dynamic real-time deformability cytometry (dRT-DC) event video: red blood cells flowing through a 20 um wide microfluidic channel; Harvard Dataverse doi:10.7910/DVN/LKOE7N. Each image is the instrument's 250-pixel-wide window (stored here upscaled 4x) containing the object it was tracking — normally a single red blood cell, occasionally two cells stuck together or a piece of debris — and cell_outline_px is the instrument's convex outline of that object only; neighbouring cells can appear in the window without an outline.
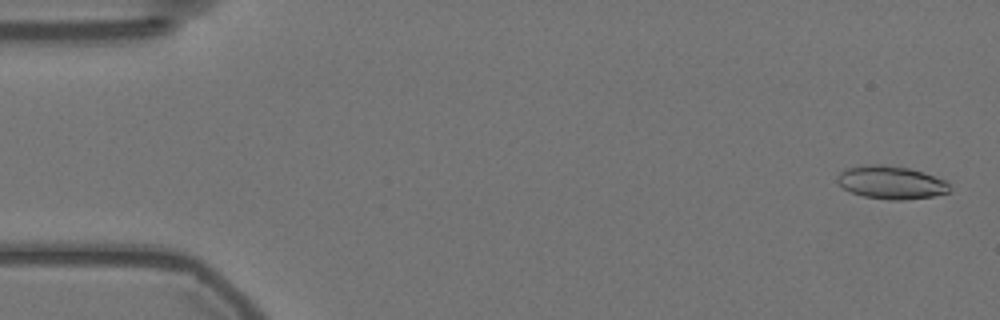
{"species": "Egyptian fruit bat (a non-hibernating species)", "species_latin": "Rousettus aegyptiacus", "temperature_condition": "warm", "stored_images_in_passage": 57, "camera_frame_rate_fps": 3000, "um_per_image_px": 0.085, "animal": {"sex": "female"}, "frame": {"image": 1, "passage_image": 2, "time_ms": 0.333, "image_size_px": [1000, 320], "cell_outline_px": [[948, 192], [932, 196], [904, 200], [888, 200], [864, 196], [852, 192], [844, 188], [836, 180], [836, 176], [844, 168], [864, 164], [884, 164], [908, 168], [924, 172], [944, 180], [948, 184]], "centroid_in_image_um": [75.69, 15.49], "position_along_channel_um": 9.3, "area_um2": 21.62}}
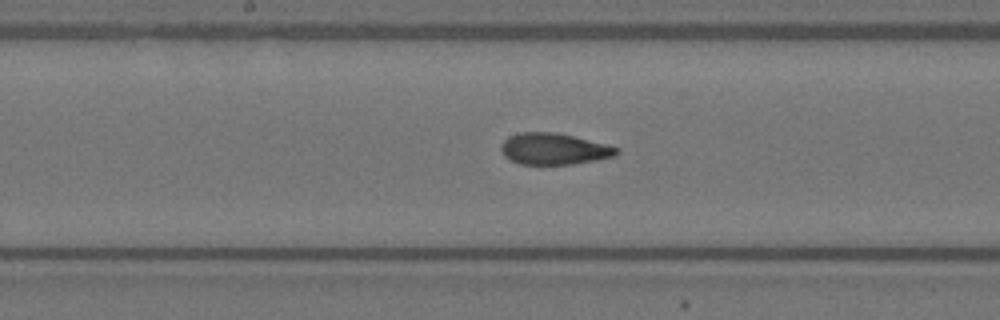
{"frame": {"image": 2, "passage_image": 29, "time_ms": 9.333, "image_size_px": [1000, 320], "cell_outline_px": [[620, 152], [616, 156], [572, 164], [520, 164], [504, 156], [500, 152], [500, 144], [508, 136], [520, 132], [556, 132], [608, 144], [620, 148]], "centroid_in_image_um": [47.08, 12.65], "position_along_channel_um": 201.1, "area_um2": 21.33}}
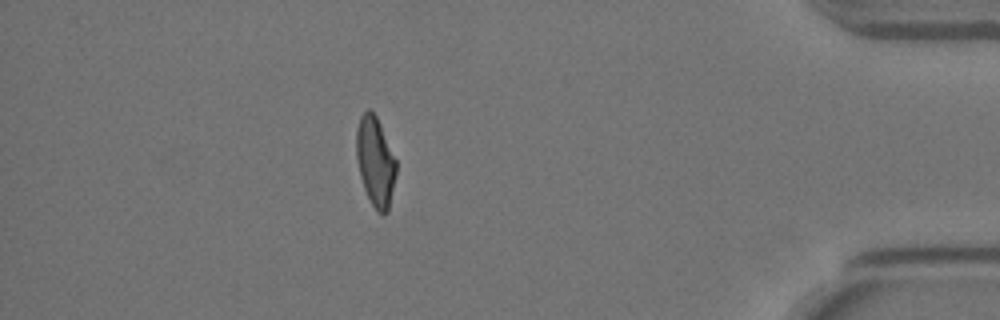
{"frame": {"image": 3, "passage_image": 50, "time_ms": 16.333, "image_size_px": [1000, 320], "cell_outline_px": [[396, 176], [388, 212], [384, 216], [376, 212], [364, 188], [360, 176], [356, 156], [356, 128], [360, 116], [368, 108], [376, 116], [380, 124], [396, 160]], "centroid_in_image_um": [31.9, 13.76], "position_along_channel_um": 403.3, "area_um2": 20.81}, "authors_computed_cell_mechanics": {"area_um2": 21.3282, "velocity_mm_per_s": 3.5612, "shape_relaxation_time_tau1_ms": null, "shape_relaxation_time_tau2_ms": 1.6168, "deformation_change_tau1": null, "deformation_change_tau2": 0.0831}}